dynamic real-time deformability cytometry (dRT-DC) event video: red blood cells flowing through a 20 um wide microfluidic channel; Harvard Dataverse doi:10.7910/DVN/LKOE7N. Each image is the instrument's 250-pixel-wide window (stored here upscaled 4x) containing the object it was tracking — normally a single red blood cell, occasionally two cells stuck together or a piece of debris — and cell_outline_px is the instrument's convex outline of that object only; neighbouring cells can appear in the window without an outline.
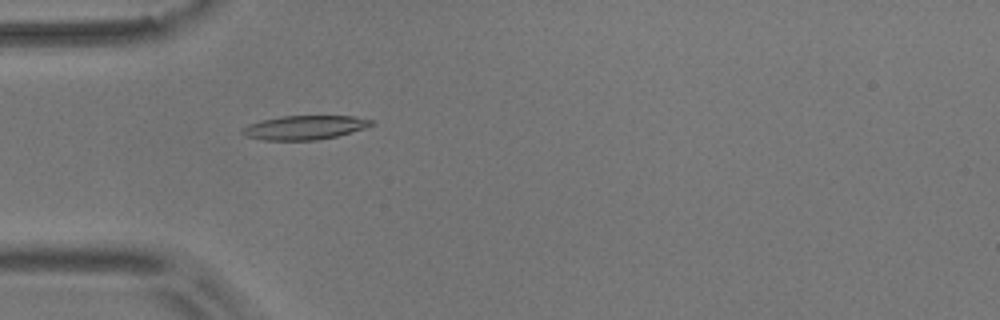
{"species": "common noctule bat (a hibernating species)", "species_latin": "Nyctalus noctula", "temperature_condition": "room temperature", "stored_images_in_passage": 52, "camera_frame_rate_fps": 3000, "um_per_image_px": 0.085, "animal": {"sex": "male", "body_mass_g": 17.9}, "frame": {"image": 1, "passage_image": 13, "time_ms": 4.0, "image_size_px": [1000, 320], "cell_outline_px": [[376, 124], [364, 128], [336, 136], [316, 140], [264, 140], [248, 136], [240, 132], [240, 128], [248, 124], [260, 120], [284, 116], [352, 116], [372, 120]], "centroid_in_image_um": [25.86, 10.83], "position_along_channel_um": 59.1, "area_um2": 17.98}}
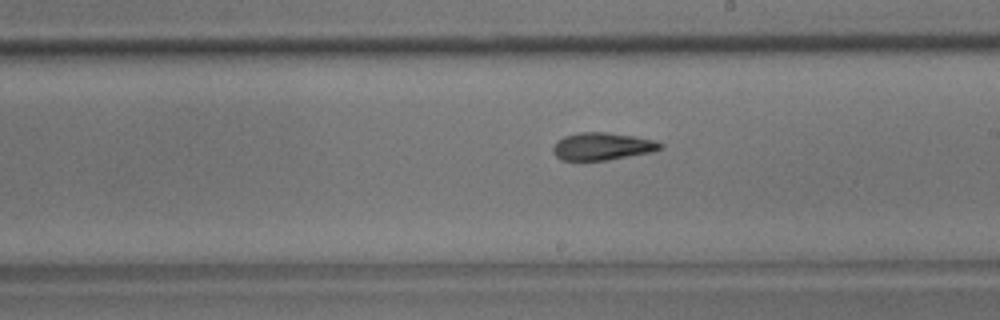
{"frame": {"image": 2, "passage_image": 28, "time_ms": 9.0, "image_size_px": [1000, 320], "cell_outline_px": [[664, 148], [652, 152], [608, 160], [560, 160], [552, 152], [552, 148], [556, 140], [564, 136], [580, 132], [608, 132], [632, 136], [652, 140], [664, 144]], "centroid_in_image_um": [51.17, 12.44], "position_along_channel_um": 237.8, "area_um2": 17.28}}
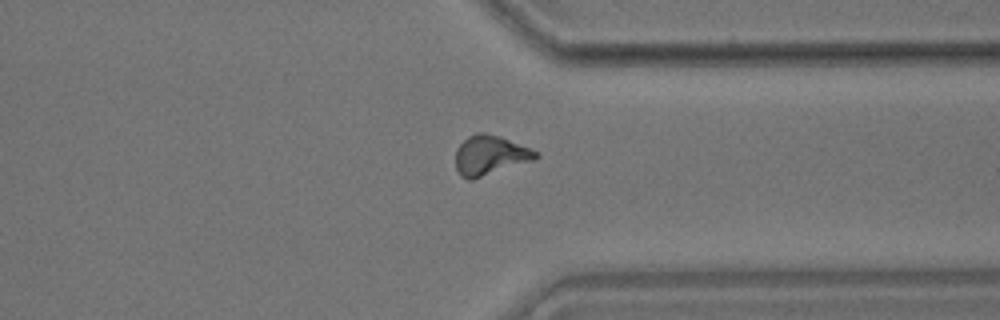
{"frame": {"image": 3, "passage_image": 39, "time_ms": 12.667, "image_size_px": [1000, 320], "cell_outline_px": [[540, 156], [532, 160], [472, 180], [468, 180], [460, 176], [456, 168], [456, 148], [468, 136], [476, 132], [484, 132], [508, 140], [540, 152]], "centroid_in_image_um": [41.62, 13.21], "position_along_channel_um": 369.8, "area_um2": 18.26}, "authors_computed_cell_mechanics": {"area_um2": 17.2822, "velocity_mm_per_s": 3.632, "shape_relaxation_time_tau1_ms": 6.1269, "shape_relaxation_time_tau2_ms": 3.0707, "deformation_change_tau1": 0.2095, "deformation_change_tau2": 0.1125}}